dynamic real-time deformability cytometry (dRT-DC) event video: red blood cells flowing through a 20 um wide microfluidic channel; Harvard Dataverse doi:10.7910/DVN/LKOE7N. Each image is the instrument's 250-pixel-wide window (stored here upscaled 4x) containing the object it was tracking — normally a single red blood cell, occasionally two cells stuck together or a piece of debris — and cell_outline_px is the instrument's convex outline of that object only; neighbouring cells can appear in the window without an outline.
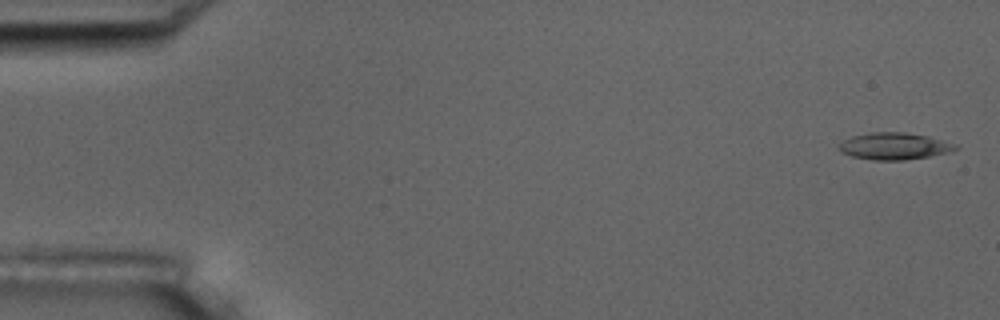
{"species": "common noctule bat (a hibernating species)", "species_latin": "Nyctalus noctula", "temperature_condition": "room temperature", "stored_images_in_passage": 9, "camera_frame_rate_fps": 3000, "um_per_image_px": 0.085, "animal": {"sex": "male", "body_mass_g": 17.5, "forearm_length_mm": 52.3}, "frame": {"image": 1, "passage_image": 1, "time_ms": 0.0, "image_size_px": [1000, 320], "cell_outline_px": [[960, 148], [952, 152], [904, 160], [872, 160], [852, 156], [840, 152], [840, 144], [844, 140], [852, 136], [868, 132], [904, 132], [928, 136], [956, 144]], "centroid_in_image_um": [76.04, 12.42], "position_along_channel_um": 9.0, "area_um2": 18.26}}
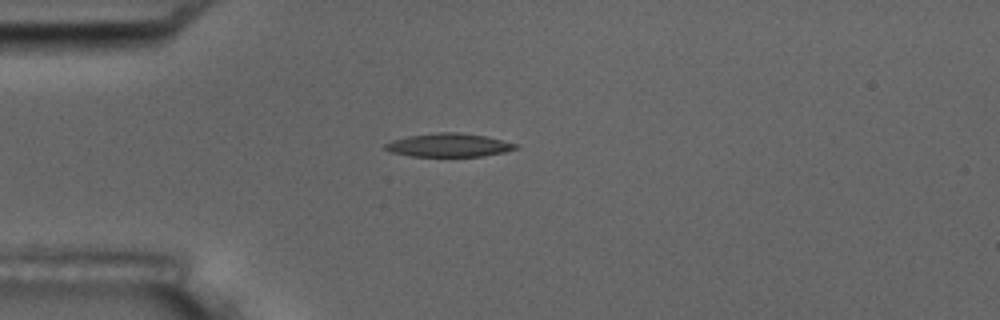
{"frame": {"image": 2, "passage_image": 4, "time_ms": 4.333, "image_size_px": [1000, 320], "cell_outline_px": [[520, 148], [504, 152], [480, 156], [412, 156], [388, 152], [384, 148], [384, 144], [392, 140], [408, 136], [436, 132], [460, 132], [484, 136], [520, 144]], "centroid_in_image_um": [38.15, 12.33], "position_along_channel_um": 46.9, "area_um2": 17.92}}
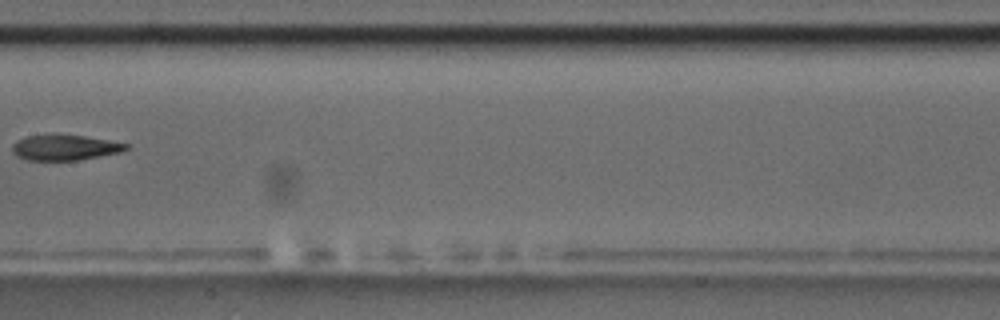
{"frame": {"image": 3, "passage_image": 8, "time_ms": 9.0, "image_size_px": [1000, 320], "cell_outline_px": [[128, 148], [120, 152], [100, 156], [76, 160], [28, 160], [16, 156], [12, 152], [12, 144], [16, 140], [28, 136], [52, 132], [84, 136], [108, 140], [128, 144]], "centroid_in_image_um": [5.44, 12.51], "position_along_channel_um": 202.0, "area_um2": 17.22}}